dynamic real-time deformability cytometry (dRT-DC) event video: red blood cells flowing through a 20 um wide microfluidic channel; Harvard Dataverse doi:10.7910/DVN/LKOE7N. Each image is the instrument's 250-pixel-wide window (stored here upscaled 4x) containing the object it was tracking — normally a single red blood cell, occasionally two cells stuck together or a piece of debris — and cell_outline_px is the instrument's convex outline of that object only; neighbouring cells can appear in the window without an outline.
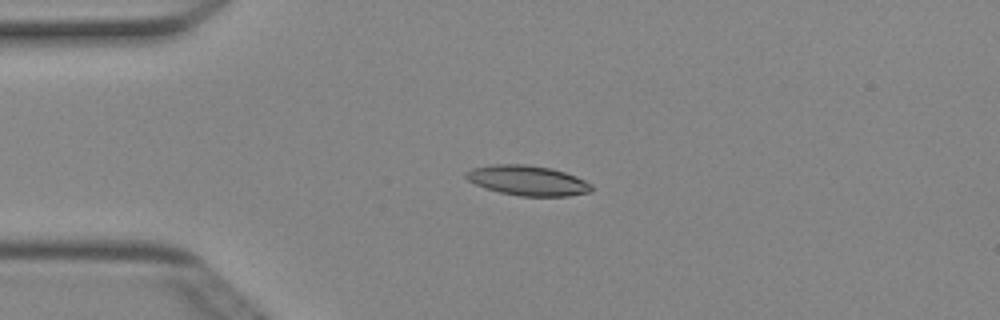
{"species": "Egyptian fruit bat (a non-hibernating species)", "species_latin": "Rousettus aegyptiacus", "temperature_condition": "cold", "stored_images_in_passage": 4, "camera_frame_rate_fps": 3000, "um_per_image_px": 0.085, "animal": {"sex": "female"}, "frame": {"image": 1, "passage_image": 2, "time_ms": 0.333, "image_size_px": [1000, 320], "cell_outline_px": [[592, 192], [568, 196], [520, 196], [500, 192], [484, 188], [468, 180], [464, 176], [464, 172], [472, 168], [492, 164], [524, 164], [552, 168], [576, 176], [592, 184]], "centroid_in_image_um": [44.84, 15.34], "position_along_channel_um": 40.2, "area_um2": 22.08}}
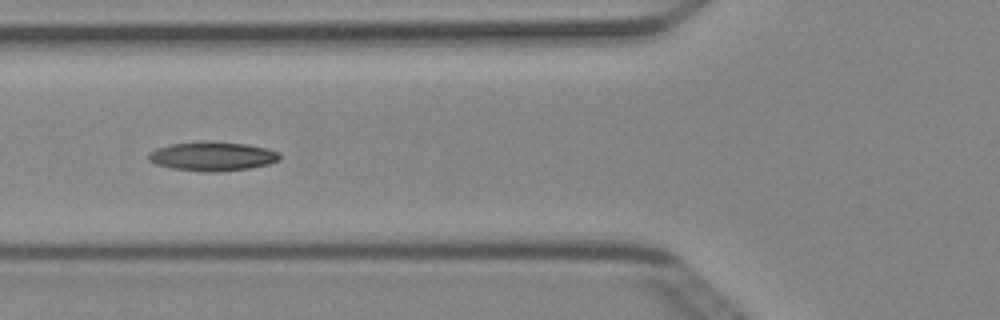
{"frame": {"image": 2, "passage_image": 4, "time_ms": 1.0, "image_size_px": [1000, 320], "cell_outline_px": [[280, 160], [268, 164], [248, 168], [208, 172], [172, 168], [156, 164], [148, 160], [148, 152], [156, 148], [168, 144], [200, 140], [208, 140], [248, 144], [268, 148], [280, 152]], "centroid_in_image_um": [18.04, 13.25], "position_along_channel_um": 107.8, "area_um2": 22.54}}